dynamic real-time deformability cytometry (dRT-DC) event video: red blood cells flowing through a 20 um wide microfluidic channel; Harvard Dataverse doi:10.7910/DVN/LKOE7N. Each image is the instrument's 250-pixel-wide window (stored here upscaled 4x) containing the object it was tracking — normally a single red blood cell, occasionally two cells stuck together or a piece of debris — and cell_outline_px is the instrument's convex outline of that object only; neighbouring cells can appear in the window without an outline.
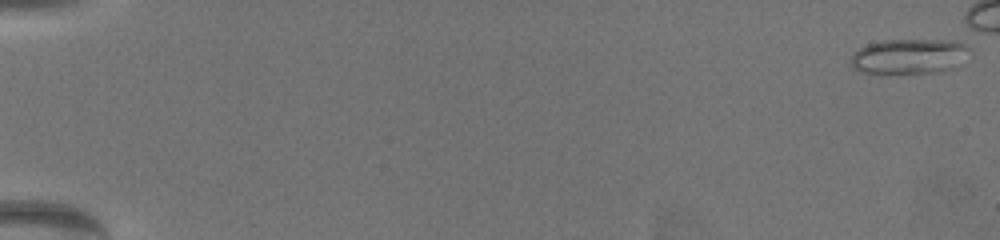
{"species": "common noctule bat (a hibernating species)", "species_latin": "Nyctalus noctula", "temperature_condition": "warm", "stored_images_in_passage": 1, "camera_frame_rate_fps": 3000, "um_per_image_px": 0.085, "animal": {"sex": "female", "body_mass_g": 19.5, "forearm_length_mm": 54.1}, "frame": {"image": 1, "passage_image": 1, "time_ms": 0.0, "image_size_px": [1000, 240], "cell_outline_px": [[972, 48], [956, 68], [940, 72], [888, 76], [864, 72], [852, 68], [852, 56], [860, 48], [868, 44], [884, 40], [952, 40], [964, 44]], "centroid_in_image_um": [77.3, 4.84], "position_along_channel_um": 7.7, "area_um2": 25.03}}